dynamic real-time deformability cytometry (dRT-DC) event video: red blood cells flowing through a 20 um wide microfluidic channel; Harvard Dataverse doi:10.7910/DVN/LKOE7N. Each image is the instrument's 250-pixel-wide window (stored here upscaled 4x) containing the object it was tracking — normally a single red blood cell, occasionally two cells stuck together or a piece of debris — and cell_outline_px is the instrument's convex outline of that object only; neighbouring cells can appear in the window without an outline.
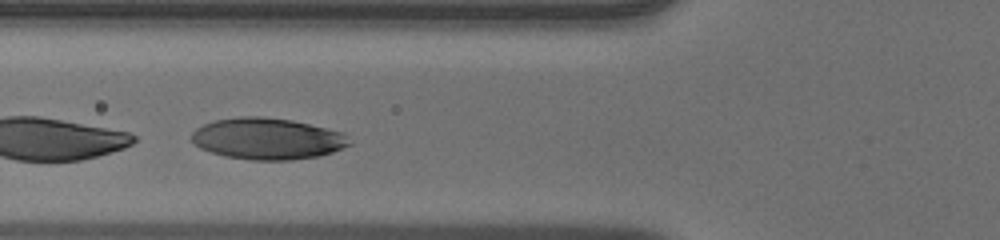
{"species": "human", "species_latin": "Homo sapiens", "temperature_condition": "warm", "stored_images_in_passage": 31, "camera_frame_rate_fps": 3000, "um_per_image_px": 0.085, "donor": {"sex": "male"}, "frame": {"image": 1, "passage_image": 9, "time_ms": 2.667, "image_size_px": [1000, 240], "cell_outline_px": [[352, 144], [332, 152], [320, 156], [292, 160], [252, 160], [224, 156], [200, 148], [192, 140], [192, 132], [196, 128], [204, 124], [216, 120], [240, 116], [260, 116], [292, 120], [344, 132]], "centroid_in_image_um": [22.75, 11.79], "position_along_channel_um": 103.1, "area_um2": 38.15}}
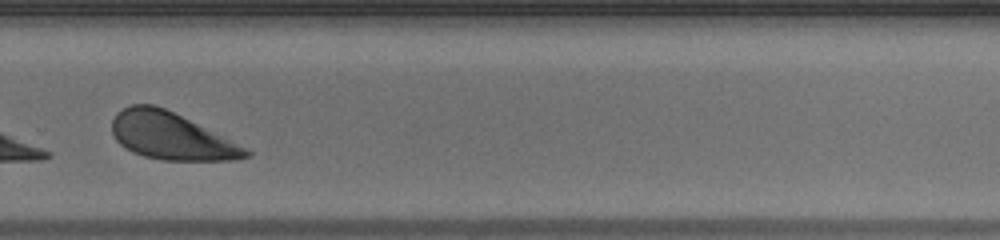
{"frame": {"image": 2, "passage_image": 24, "time_ms": 7.667, "image_size_px": [1000, 240], "cell_outline_px": [[252, 156], [232, 160], [160, 160], [144, 156], [132, 152], [124, 148], [116, 140], [112, 132], [112, 120], [124, 108], [132, 104], [152, 104], [164, 108], [252, 152]], "centroid_in_image_um": [14.47, 11.59], "position_along_channel_um": 315.3, "area_um2": 35.72}}
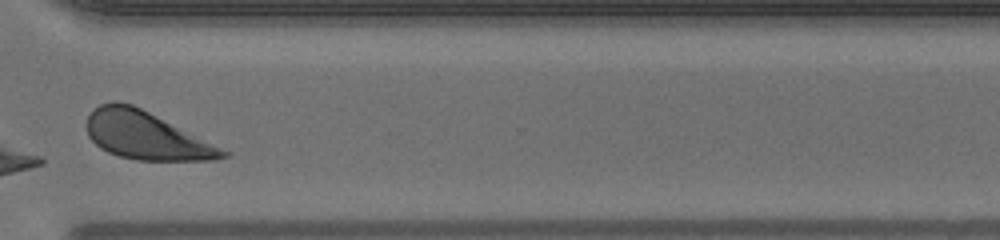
{"frame": {"image": 3, "passage_image": 27, "time_ms": 8.667, "image_size_px": [1000, 240], "cell_outline_px": [[232, 152], [228, 156], [216, 160], [136, 160], [120, 156], [108, 152], [100, 148], [88, 136], [88, 116], [100, 104], [112, 100], [116, 100], [132, 104]], "centroid_in_image_um": [12.44, 11.52], "position_along_channel_um": 358.2, "area_um2": 37.69}}